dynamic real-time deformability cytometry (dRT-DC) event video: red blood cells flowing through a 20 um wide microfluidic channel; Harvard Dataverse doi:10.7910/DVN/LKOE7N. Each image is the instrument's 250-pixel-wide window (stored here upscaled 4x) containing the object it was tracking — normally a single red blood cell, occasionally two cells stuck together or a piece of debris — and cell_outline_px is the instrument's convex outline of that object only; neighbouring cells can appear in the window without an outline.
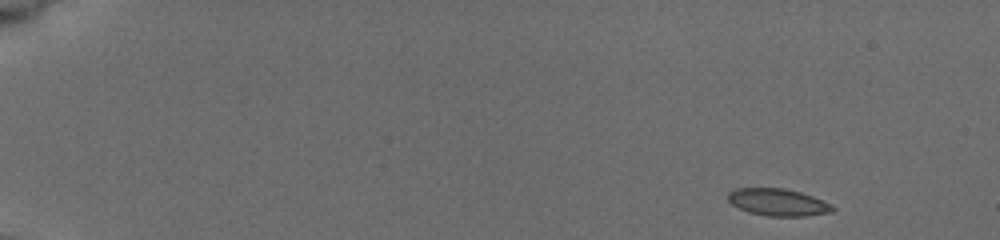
{"species": "common noctule bat (a hibernating species)", "species_latin": "Nyctalus noctula", "temperature_condition": "cold", "stored_images_in_passage": 29, "camera_frame_rate_fps": 3000, "um_per_image_px": 0.085, "animal": {"sex": "female", "body_mass_g": 19.5, "forearm_length_mm": 54.1}, "frame": {"image": 1, "passage_image": 1, "time_ms": 0.0, "image_size_px": [1000, 240], "cell_outline_px": [[836, 208], [832, 212], [808, 216], [768, 216], [748, 212], [732, 204], [728, 200], [728, 192], [736, 188], [784, 188], [800, 192], [812, 196], [832, 204]], "centroid_in_image_um": [66.15, 17.19], "position_along_channel_um": 18.9, "area_um2": 16.59}}
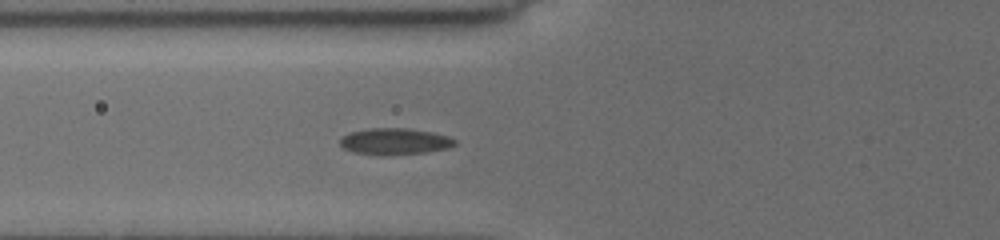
{"frame": {"image": 2, "passage_image": 25, "time_ms": 5.667, "image_size_px": [1000, 240], "cell_outline_px": [[456, 144], [448, 148], [428, 152], [384, 156], [380, 156], [352, 152], [344, 148], [340, 144], [340, 140], [348, 132], [372, 128], [404, 128], [432, 132], [448, 136], [456, 140]], "centroid_in_image_um": [33.55, 12.03], "position_along_channel_um": 92.3, "area_um2": 17.86}}
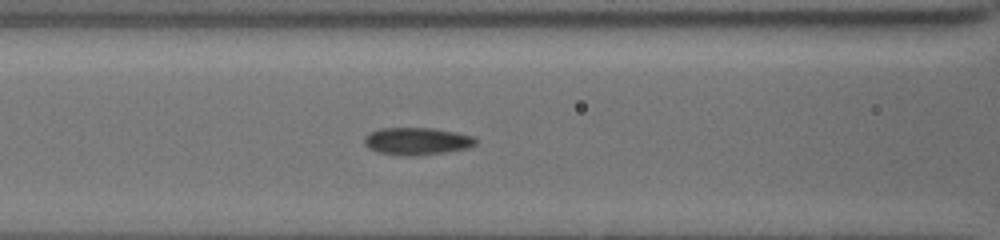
{"frame": {"image": 3, "passage_image": 28, "time_ms": 6.667, "image_size_px": [1000, 240], "cell_outline_px": [[476, 144], [468, 148], [448, 152], [416, 156], [400, 156], [376, 152], [368, 148], [364, 144], [364, 136], [368, 132], [380, 128], [432, 128], [456, 132], [472, 136], [476, 140]], "centroid_in_image_um": [35.39, 12.01], "position_along_channel_um": 131.2, "area_um2": 18.09}}